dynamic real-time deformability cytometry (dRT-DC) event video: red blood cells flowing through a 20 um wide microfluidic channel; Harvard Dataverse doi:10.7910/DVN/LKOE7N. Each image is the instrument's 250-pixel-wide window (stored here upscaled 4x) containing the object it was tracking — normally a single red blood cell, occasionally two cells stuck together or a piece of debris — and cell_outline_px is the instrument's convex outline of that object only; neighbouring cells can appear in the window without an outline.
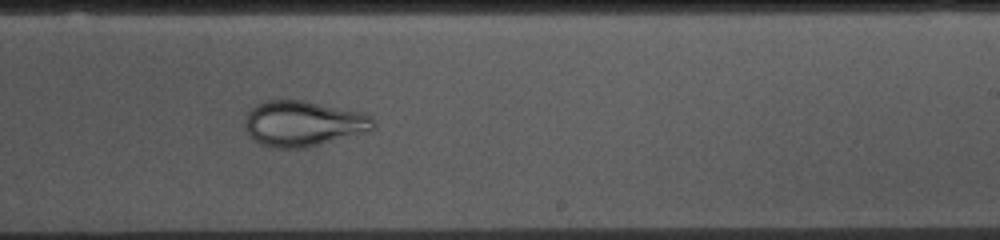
{"species": "common noctule bat (a hibernating species)", "species_latin": "Nyctalus noctula", "temperature_condition": "cold", "stored_images_in_passage": 47, "camera_frame_rate_fps": 3000, "um_per_image_px": 0.085, "animal": {"sex": "female", "body_mass_g": 10.0, "forearm_length_mm": 53.1}, "frame": {"image": 1, "passage_image": 25, "time_ms": 8.0, "image_size_px": [1000, 240], "cell_outline_px": [[376, 128], [372, 132], [308, 148], [276, 148], [260, 144], [248, 136], [244, 128], [244, 120], [248, 112], [256, 104], [264, 100], [300, 100], [364, 112], [372, 116], [376, 120]], "centroid_in_image_um": [25.83, 10.52], "position_along_channel_um": 263.2, "area_um2": 35.03}}
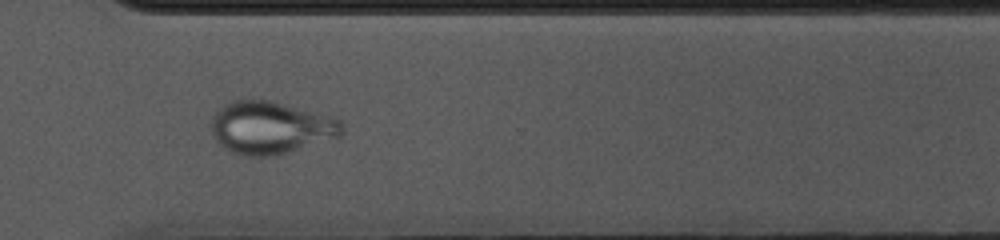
{"frame": {"image": 2, "passage_image": 32, "time_ms": 10.333, "image_size_px": [1000, 240], "cell_outline_px": [[344, 132], [340, 136], [288, 152], [272, 156], [244, 156], [224, 148], [212, 136], [212, 116], [224, 104], [232, 100], [272, 100], [336, 116], [344, 124]], "centroid_in_image_um": [23.05, 10.83], "position_along_channel_um": 347.6, "area_um2": 40.4}}
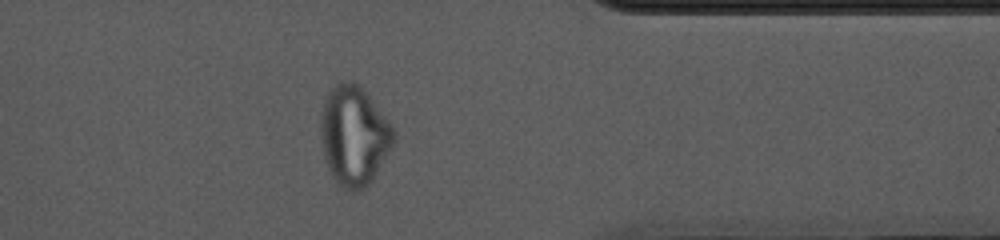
{"frame": {"image": 3, "passage_image": 36, "time_ms": 11.667, "image_size_px": [1000, 240], "cell_outline_px": [[396, 136], [392, 144], [372, 180], [360, 192], [352, 192], [344, 188], [332, 176], [324, 160], [320, 140], [320, 120], [324, 100], [328, 88], [340, 80], [356, 80], [392, 124], [396, 132]], "centroid_in_image_um": [30.06, 11.48], "position_along_channel_um": 381.3, "area_um2": 42.83}}